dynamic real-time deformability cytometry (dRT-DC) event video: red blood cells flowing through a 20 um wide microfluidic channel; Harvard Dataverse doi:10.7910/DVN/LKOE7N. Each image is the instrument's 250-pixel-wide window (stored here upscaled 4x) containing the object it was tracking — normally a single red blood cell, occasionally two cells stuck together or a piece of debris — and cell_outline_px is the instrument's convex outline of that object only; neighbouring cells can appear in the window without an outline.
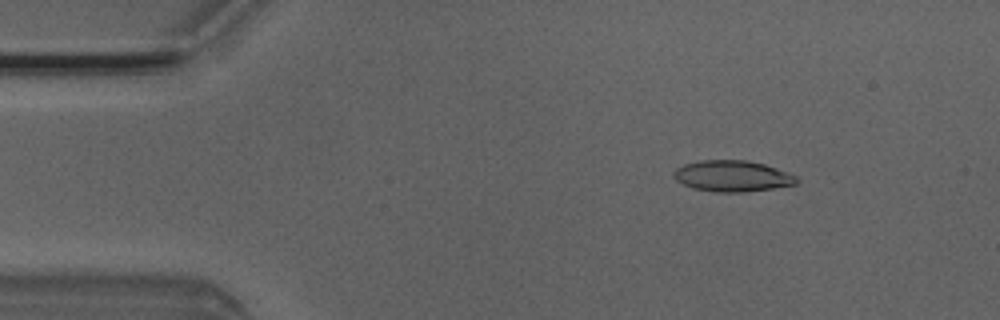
{"species": "Egyptian fruit bat (a non-hibernating species)", "species_latin": "Rousettus aegyptiacus", "temperature_condition": "room temperature", "stored_images_in_passage": 4, "camera_frame_rate_fps": 3000, "um_per_image_px": 0.085, "animal": {"sex": "male"}, "frame": {"image": 1, "passage_image": 2, "time_ms": 0.333, "image_size_px": [1000, 320], "cell_outline_px": [[800, 180], [796, 184], [772, 188], [744, 192], [716, 192], [692, 188], [676, 180], [672, 176], [672, 172], [676, 168], [684, 164], [700, 160], [744, 160], [764, 164], [800, 176]], "centroid_in_image_um": [62.26, 14.96], "position_along_channel_um": 22.7, "area_um2": 22.43}}